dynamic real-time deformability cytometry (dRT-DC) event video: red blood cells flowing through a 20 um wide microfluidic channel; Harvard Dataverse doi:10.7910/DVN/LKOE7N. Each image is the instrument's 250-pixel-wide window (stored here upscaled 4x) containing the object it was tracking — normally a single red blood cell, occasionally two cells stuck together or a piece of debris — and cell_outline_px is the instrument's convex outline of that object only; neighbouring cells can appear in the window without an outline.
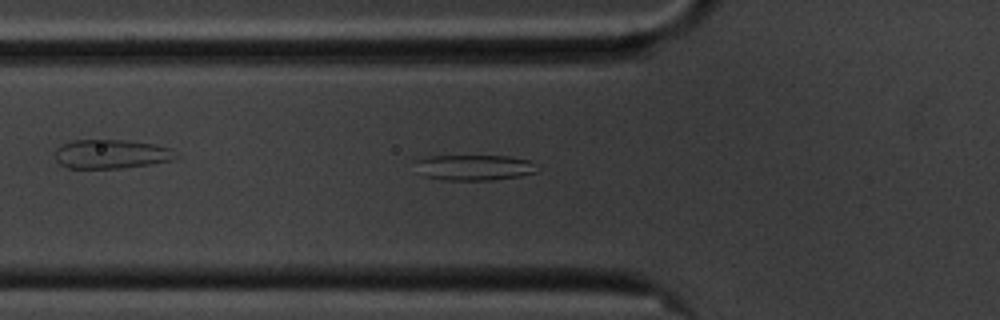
{"species": "common noctule bat (a hibernating species)", "species_latin": "Nyctalus noctula", "temperature_condition": "cold", "stored_images_in_passage": 55, "camera_frame_rate_fps": 3000, "um_per_image_px": 0.085, "animal": {"sex": "male", "body_mass_g": 20.1, "forearm_length_mm": 53.5}, "frame": {"image": 1, "passage_image": 18, "time_ms": 5.667, "image_size_px": [1000, 320], "cell_outline_px": [[540, 168], [536, 172], [520, 176], [492, 180], [444, 180], [424, 176], [416, 172], [412, 160], [428, 156], [508, 156], [528, 160]], "centroid_in_image_um": [40.23, 14.24], "position_along_channel_um": 85.6, "area_um2": 18.55}}
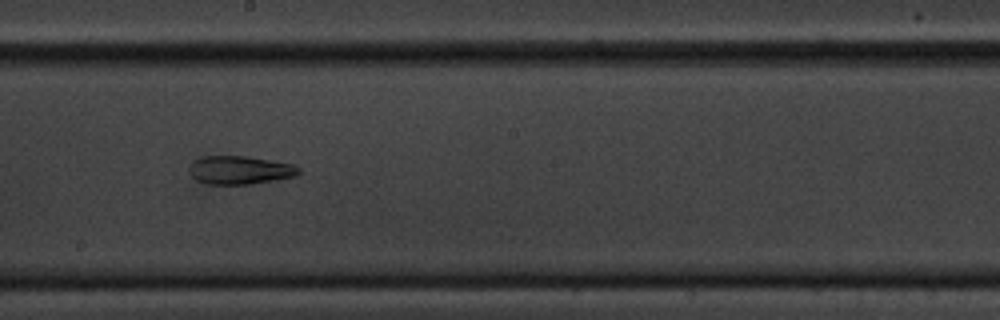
{"frame": {"image": 2, "passage_image": 30, "time_ms": 9.667, "image_size_px": [1000, 320], "cell_outline_px": [[300, 172], [296, 176], [276, 180], [252, 184], [204, 184], [196, 180], [192, 176], [192, 164], [200, 156], [248, 156], [296, 164], [300, 168]], "centroid_in_image_um": [20.47, 14.46], "position_along_channel_um": 227.7, "area_um2": 18.15}}
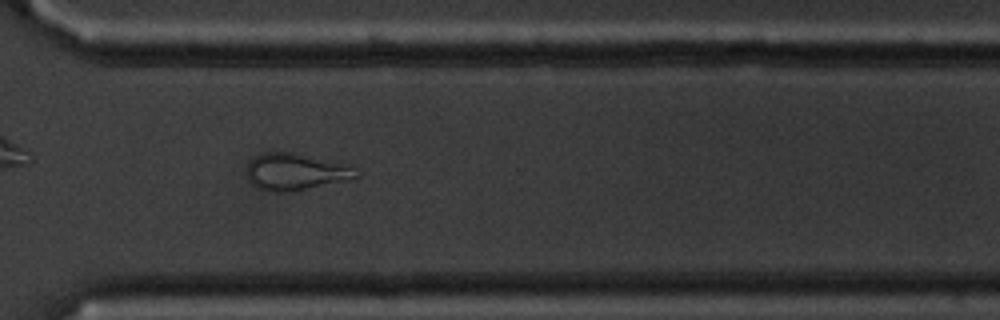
{"frame": {"image": 3, "passage_image": 40, "time_ms": 13.0, "image_size_px": [1000, 320], "cell_outline_px": [[360, 176], [352, 180], [292, 192], [276, 192], [256, 188], [248, 180], [248, 164], [256, 156], [264, 152], [292, 152], [352, 168], [360, 172]], "centroid_in_image_um": [25.1, 14.65], "position_along_channel_um": 345.5, "area_um2": 23.12}, "authors_computed_cell_mechanics": {"area_um2": 22.253, "velocity_mm_per_s": 3.5386, "shape_relaxation_time_tau1_ms": null, "shape_relaxation_time_tau2_ms": 1.8591, "deformation_change_tau1": null, "deformation_change_tau2": 0.0964}}